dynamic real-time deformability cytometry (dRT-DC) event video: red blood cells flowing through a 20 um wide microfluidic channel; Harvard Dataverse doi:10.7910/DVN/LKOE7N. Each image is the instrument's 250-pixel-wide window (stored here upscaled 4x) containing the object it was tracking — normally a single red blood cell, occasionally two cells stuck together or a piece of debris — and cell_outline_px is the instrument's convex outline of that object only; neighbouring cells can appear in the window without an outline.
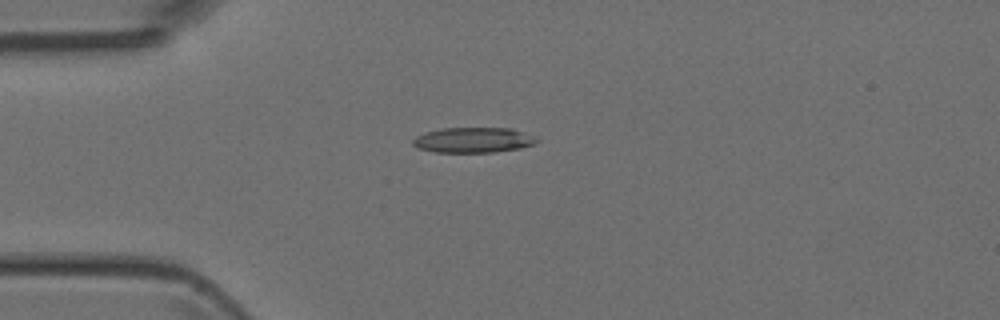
{"species": "Egyptian fruit bat (a non-hibernating species)", "species_latin": "Rousettus aegyptiacus", "temperature_condition": "room temperature", "stored_images_in_passage": 22, "camera_frame_rate_fps": 3000, "um_per_image_px": 0.085, "animal": {"sex": "female"}, "frame": {"image": 1, "passage_image": 12, "time_ms": 3.667, "image_size_px": [1000, 320], "cell_outline_px": [[540, 140], [536, 144], [520, 148], [496, 152], [436, 152], [416, 148], [412, 144], [412, 140], [416, 136], [424, 132], [440, 128], [512, 128], [536, 136]], "centroid_in_image_um": [40.25, 11.9], "position_along_channel_um": 44.8, "area_um2": 18.55}}
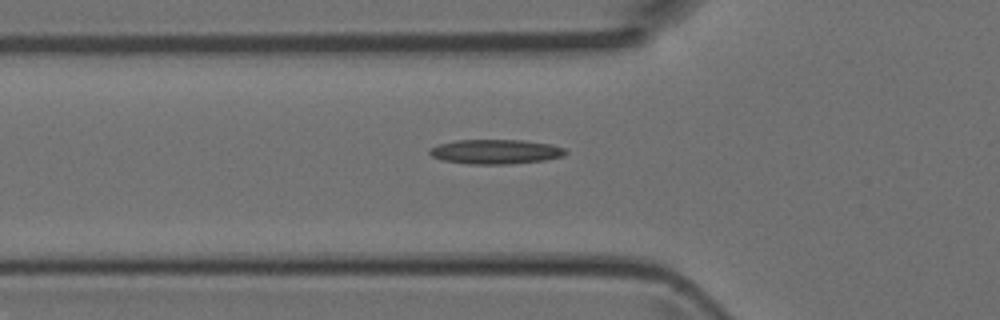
{"frame": {"image": 2, "passage_image": 16, "time_ms": 5.0, "image_size_px": [1000, 320], "cell_outline_px": [[568, 152], [564, 156], [544, 160], [512, 164], [468, 164], [440, 160], [432, 156], [428, 152], [432, 148], [440, 144], [456, 140], [524, 140], [552, 144], [564, 148]], "centroid_in_image_um": [42.15, 12.9], "position_along_channel_um": 83.6, "area_um2": 19.54}}
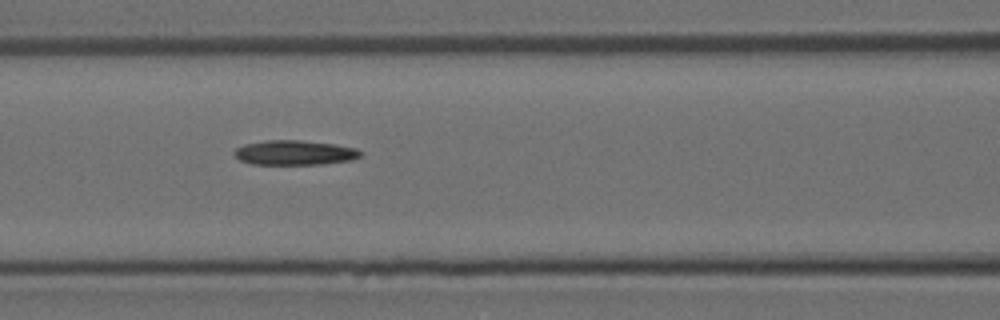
{"frame": {"image": 3, "passage_image": 20, "time_ms": 6.333, "image_size_px": [1000, 320], "cell_outline_px": [[360, 156], [352, 160], [324, 164], [252, 164], [240, 160], [232, 152], [236, 148], [244, 144], [268, 140], [300, 140], [336, 144], [356, 148], [360, 152]], "centroid_in_image_um": [25.03, 12.97], "position_along_channel_um": 141.6, "area_um2": 18.15}}